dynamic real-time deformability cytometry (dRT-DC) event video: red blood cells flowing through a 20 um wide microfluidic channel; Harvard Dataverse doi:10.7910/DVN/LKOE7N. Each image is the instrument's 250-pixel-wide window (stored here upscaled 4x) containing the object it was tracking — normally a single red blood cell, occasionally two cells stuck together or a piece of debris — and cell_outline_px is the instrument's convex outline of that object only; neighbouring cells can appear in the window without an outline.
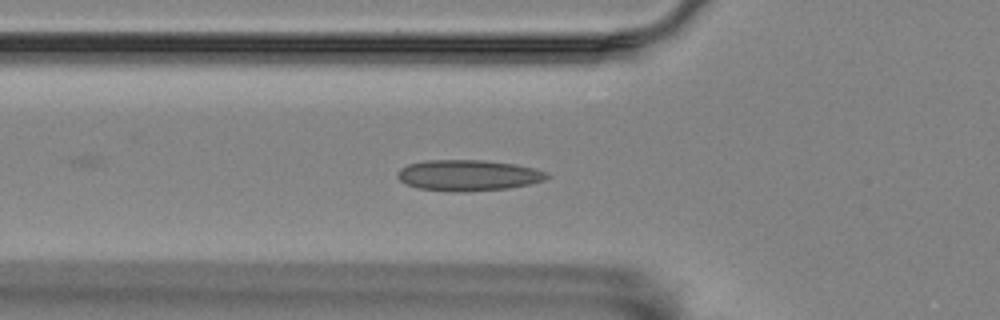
{"species": "Egyptian fruit bat (a non-hibernating species)", "species_latin": "Rousettus aegyptiacus", "temperature_condition": "room temperature", "stored_images_in_passage": 23, "camera_frame_rate_fps": 3000, "um_per_image_px": 0.085, "animal": {"sex": "female"}, "frame": {"image": 1, "passage_image": 7, "time_ms": 2.0, "image_size_px": [1000, 320], "cell_outline_px": [[552, 176], [544, 180], [532, 184], [508, 188], [468, 192], [456, 192], [416, 188], [400, 180], [396, 176], [396, 172], [400, 168], [408, 164], [428, 160], [484, 160], [516, 164], [548, 172]], "centroid_in_image_um": [39.82, 14.9], "position_along_channel_um": 86.0, "area_um2": 27.22}}
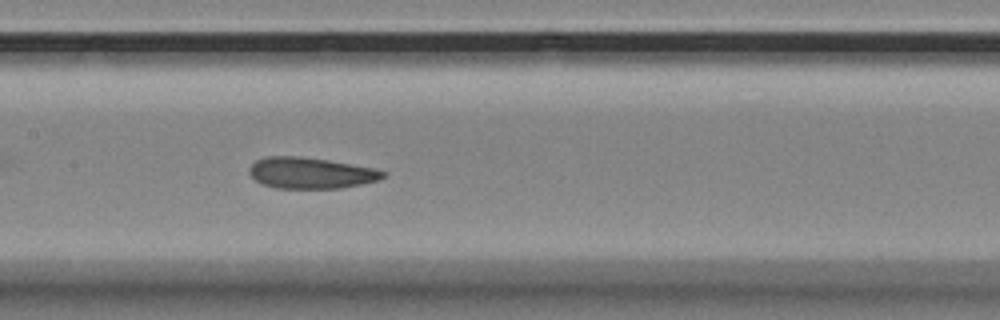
{"frame": {"image": 2, "passage_image": 15, "time_ms": 4.667, "image_size_px": [1000, 320], "cell_outline_px": [[388, 172], [380, 180], [340, 188], [276, 188], [264, 184], [256, 180], [248, 172], [248, 168], [256, 160], [264, 156], [300, 156], [328, 160], [372, 168]], "centroid_in_image_um": [26.39, 14.69], "position_along_channel_um": 181.0, "area_um2": 24.16}}
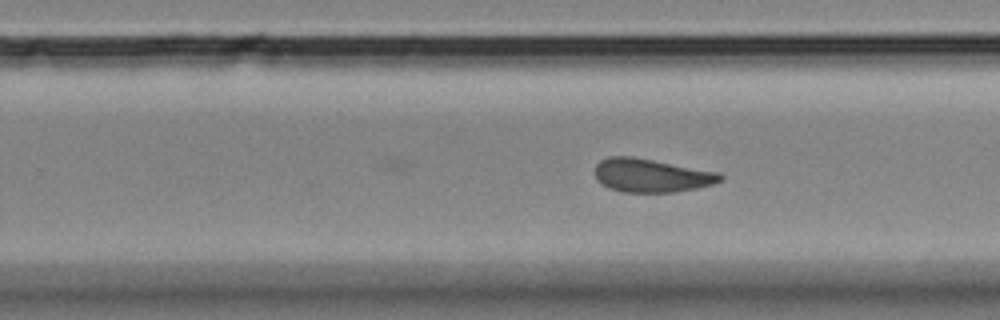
{"frame": {"image": 3, "passage_image": 23, "time_ms": 7.333, "image_size_px": [1000, 320], "cell_outline_px": [[724, 180], [712, 184], [696, 188], [672, 192], [620, 192], [608, 188], [600, 184], [596, 180], [596, 164], [600, 160], [608, 156], [632, 156], [720, 172], [724, 176]], "centroid_in_image_um": [55.35, 14.91], "position_along_channel_um": 274.4, "area_um2": 24.68}}